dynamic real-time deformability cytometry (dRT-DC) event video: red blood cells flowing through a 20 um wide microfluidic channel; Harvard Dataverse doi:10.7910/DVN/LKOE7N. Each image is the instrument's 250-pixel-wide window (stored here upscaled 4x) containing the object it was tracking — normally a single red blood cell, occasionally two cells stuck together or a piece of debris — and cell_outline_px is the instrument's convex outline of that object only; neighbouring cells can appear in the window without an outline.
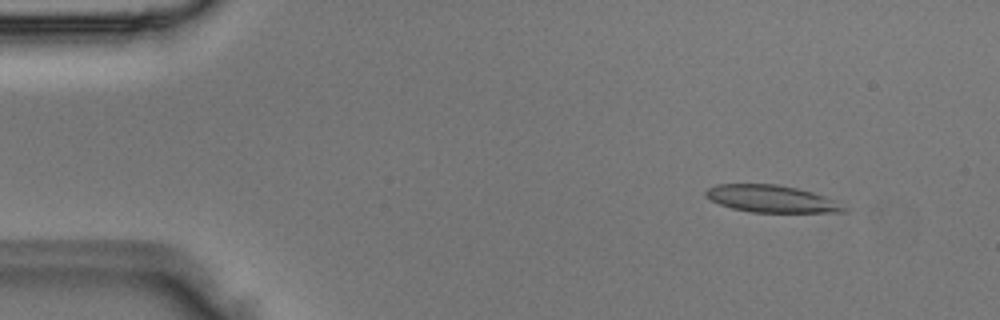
{"species": "Egyptian fruit bat (a non-hibernating species)", "species_latin": "Rousettus aegyptiacus", "temperature_condition": "room temperature", "stored_images_in_passage": 48, "camera_frame_rate_fps": 3000, "um_per_image_px": 0.085, "animal": {"sex": "male"}, "frame": {"image": 1, "passage_image": 5, "time_ms": 1.333, "image_size_px": [1000, 320], "cell_outline_px": [[848, 212], [752, 212], [732, 208], [720, 204], [704, 196], [704, 192], [708, 188], [716, 184], [776, 184], [796, 188], [812, 192], [824, 196], [848, 208]], "centroid_in_image_um": [65.55, 16.9], "position_along_channel_um": 19.5, "area_um2": 21.68}}
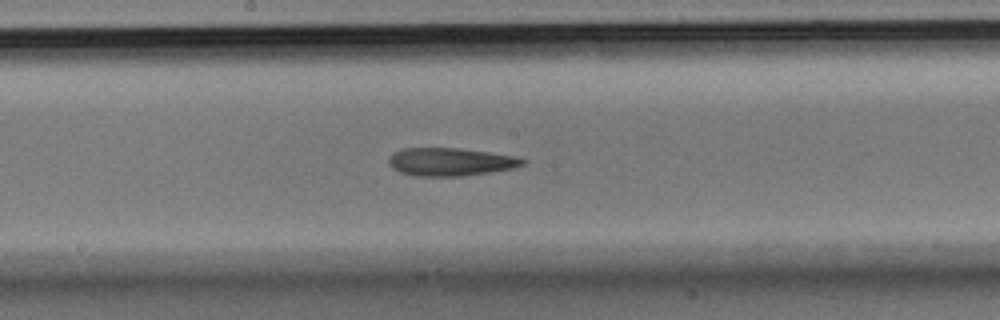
{"frame": {"image": 2, "passage_image": 25, "time_ms": 8.0, "image_size_px": [1000, 320], "cell_outline_px": [[528, 160], [524, 164], [512, 168], [492, 172], [464, 176], [416, 176], [400, 172], [392, 168], [388, 164], [388, 160], [392, 152], [400, 148], [456, 148], [488, 152], [516, 156]], "centroid_in_image_um": [38.26, 13.75], "position_along_channel_um": 209.9, "area_um2": 22.02}}
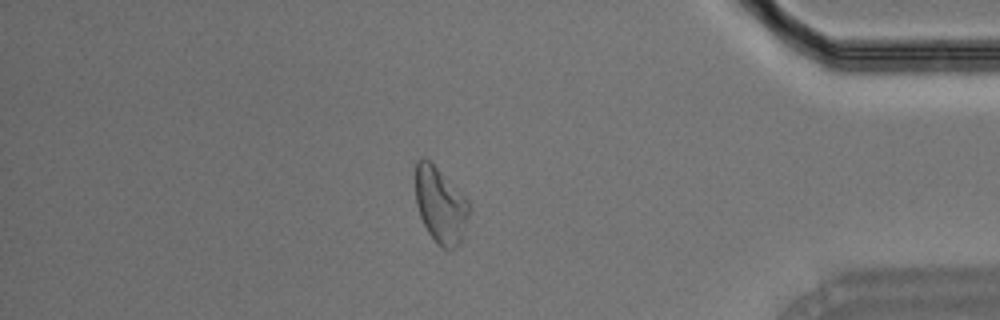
{"frame": {"image": 3, "passage_image": 41, "time_ms": 13.333, "image_size_px": [1000, 320], "cell_outline_px": [[468, 220], [460, 240], [448, 252], [428, 232], [420, 216], [416, 204], [416, 160], [420, 156], [424, 156], [468, 200]], "centroid_in_image_um": [37.41, 17.41], "position_along_channel_um": 397.8, "area_um2": 22.95}}